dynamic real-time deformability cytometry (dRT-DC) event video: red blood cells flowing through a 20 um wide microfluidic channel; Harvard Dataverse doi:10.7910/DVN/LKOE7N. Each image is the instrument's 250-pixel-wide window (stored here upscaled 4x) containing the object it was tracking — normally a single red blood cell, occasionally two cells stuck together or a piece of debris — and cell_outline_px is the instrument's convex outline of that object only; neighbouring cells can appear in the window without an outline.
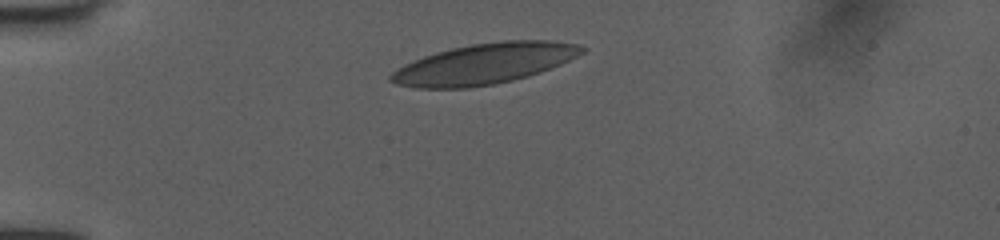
{"species": "human", "species_latin": "Homo sapiens", "temperature_condition": "room temperature", "stored_images_in_passage": 33, "camera_frame_rate_fps": 3000, "um_per_image_px": 0.085, "donor": {"sex": "female"}, "frame": {"image": 1, "passage_image": 1, "time_ms": 0.0, "image_size_px": [1000, 240], "cell_outline_px": [[588, 48], [584, 52], [560, 64], [540, 72], [528, 76], [496, 84], [468, 88], [412, 88], [396, 84], [388, 80], [388, 76], [396, 68], [404, 64], [424, 56], [436, 52], [452, 48], [472, 44], [504, 40], [548, 40], [576, 44]], "centroid_in_image_um": [41.13, 5.43], "position_along_channel_um": 43.9, "area_um2": 45.26}}
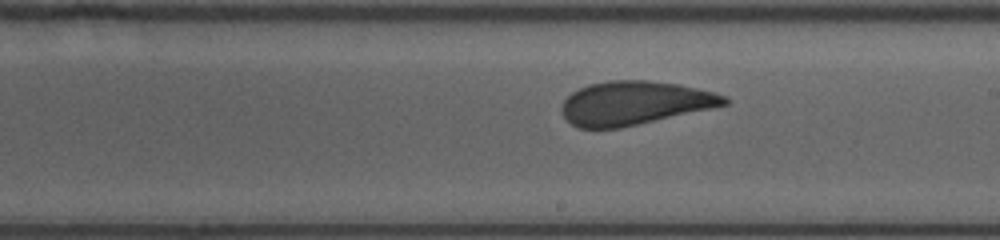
{"frame": {"image": 2, "passage_image": 18, "time_ms": 5.667, "image_size_px": [1000, 240], "cell_outline_px": [[732, 100], [728, 104], [620, 128], [580, 128], [572, 124], [564, 116], [560, 108], [564, 100], [572, 92], [588, 84], [608, 80], [644, 80], [680, 84], [716, 92], [728, 96]], "centroid_in_image_um": [53.95, 8.74], "position_along_channel_um": 235.0, "area_um2": 41.33}}
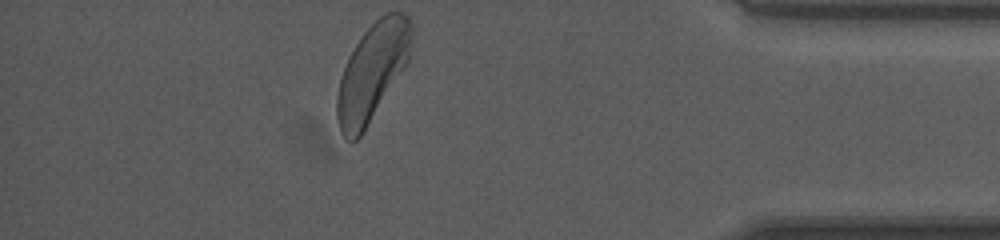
{"frame": {"image": 3, "passage_image": 33, "time_ms": 10.667, "image_size_px": [1000, 240], "cell_outline_px": [[412, 36], [408, 64], [360, 136], [356, 140], [348, 140], [340, 132], [336, 116], [336, 100], [340, 80], [348, 56], [364, 32], [380, 16], [388, 12], [404, 12], [412, 20]], "centroid_in_image_um": [31.67, 6.1], "position_along_channel_um": 403.5, "area_um2": 42.14}, "authors_computed_cell_mechanics": {"area_um2": 42.2518, "velocity_mm_per_s": 4.0204, "shape_relaxation_time_tau1_ms": 4.9992, "shape_relaxation_time_tau2_ms": 0.9913, "deformation_change_tau1": 0.1343, "deformation_change_tau2": 0.077}}